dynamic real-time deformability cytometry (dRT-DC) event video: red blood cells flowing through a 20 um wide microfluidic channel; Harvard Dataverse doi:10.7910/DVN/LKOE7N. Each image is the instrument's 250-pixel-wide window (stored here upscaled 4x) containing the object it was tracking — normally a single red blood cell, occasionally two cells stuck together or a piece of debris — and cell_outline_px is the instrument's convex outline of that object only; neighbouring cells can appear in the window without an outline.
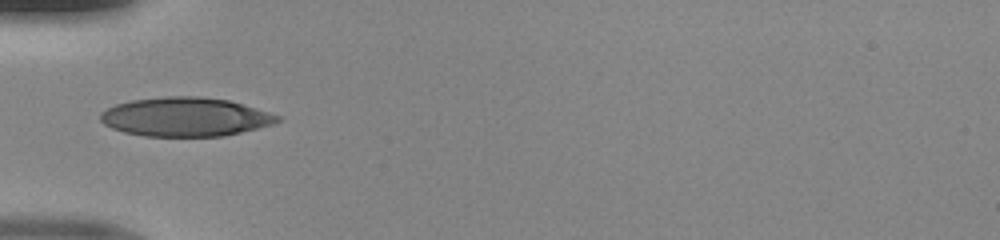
{"species": "human", "species_latin": "Homo sapiens", "temperature_condition": "room temperature", "stored_images_in_passage": 31, "camera_frame_rate_fps": 3000, "um_per_image_px": 0.085, "donor": {"sex": "male"}, "frame": {"image": 1, "passage_image": 1, "time_ms": 0.0, "image_size_px": [1000, 240], "cell_outline_px": [[280, 120], [272, 124], [224, 136], [144, 136], [124, 132], [112, 128], [104, 124], [100, 120], [100, 112], [116, 104], [132, 100], [164, 96], [200, 96], [228, 100], [268, 112], [280, 116]], "centroid_in_image_um": [15.71, 9.93], "position_along_channel_um": 69.3, "area_um2": 39.94}}
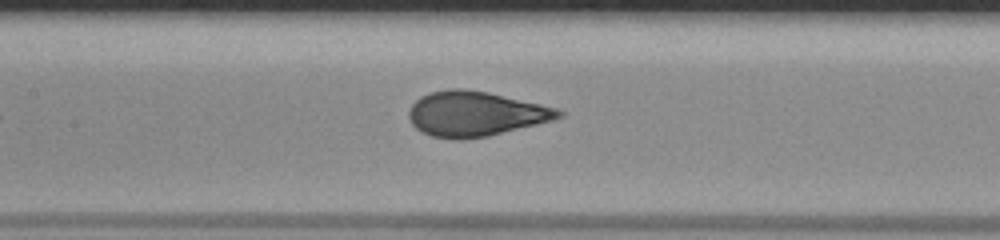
{"frame": {"image": 2, "passage_image": 8, "time_ms": 2.333, "image_size_px": [1000, 240], "cell_outline_px": [[564, 116], [556, 120], [488, 136], [464, 140], [456, 140], [432, 136], [416, 128], [412, 124], [408, 116], [408, 112], [412, 104], [420, 96], [428, 92], [448, 88], [464, 88], [488, 92], [540, 104], [556, 108], [564, 112]], "centroid_in_image_um": [40.41, 9.67], "position_along_channel_um": 167.0, "area_um2": 39.48}}
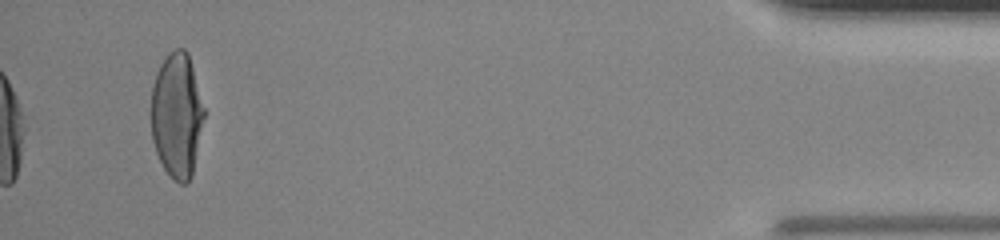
{"frame": {"image": 3, "passage_image": 31, "time_ms": 10.0, "image_size_px": [1000, 240], "cell_outline_px": [[204, 116], [192, 176], [188, 184], [180, 184], [172, 180], [164, 168], [156, 152], [152, 140], [152, 84], [156, 72], [160, 64], [168, 52], [176, 48], [184, 48], [188, 52], [204, 108]], "centroid_in_image_um": [15.03, 9.8], "position_along_channel_um": 420.2, "area_um2": 38.61}}